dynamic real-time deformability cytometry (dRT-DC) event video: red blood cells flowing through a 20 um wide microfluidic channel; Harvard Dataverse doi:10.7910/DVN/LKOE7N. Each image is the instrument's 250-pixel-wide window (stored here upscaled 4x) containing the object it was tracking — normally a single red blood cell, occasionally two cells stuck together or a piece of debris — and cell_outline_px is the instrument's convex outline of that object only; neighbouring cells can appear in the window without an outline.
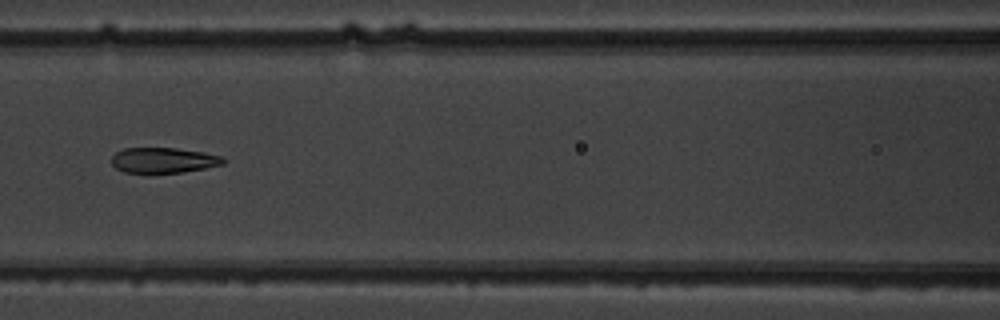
{"species": "common noctule bat (a hibernating species)", "species_latin": "Nyctalus noctula", "temperature_condition": "warm", "stored_images_in_passage": 8, "camera_frame_rate_fps": 3000, "um_per_image_px": 0.085, "animal": {"sex": "male", "body_mass_g": 19.5, "forearm_length_mm": 54.6}, "frame": {"image": 1, "passage_image": 7, "time_ms": 7.667, "image_size_px": [1000, 320], "cell_outline_px": [[224, 164], [204, 168], [180, 172], [148, 176], [124, 172], [116, 168], [112, 164], [112, 156], [116, 152], [124, 148], [176, 148], [204, 152], [220, 156], [224, 160]], "centroid_in_image_um": [13.82, 13.66], "position_along_channel_um": 152.8, "area_um2": 17.05}}
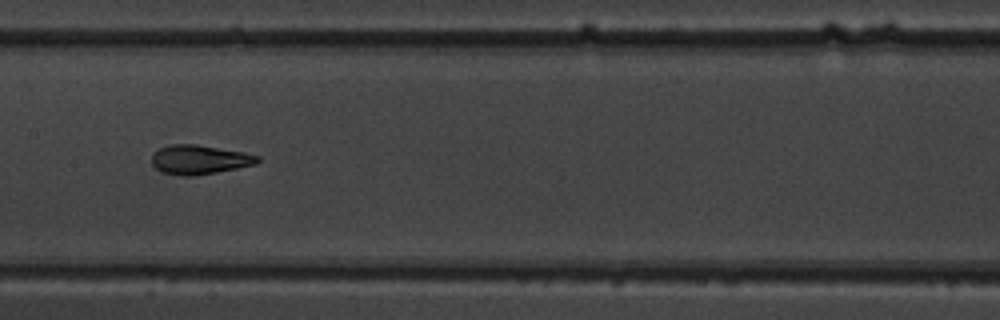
{"frame": {"image": 2, "passage_image": 8, "time_ms": 8.667, "image_size_px": [1000, 320], "cell_outline_px": [[260, 160], [256, 164], [216, 172], [192, 176], [180, 176], [160, 172], [152, 164], [152, 152], [160, 148], [172, 144], [196, 144], [244, 152], [260, 156]], "centroid_in_image_um": [16.93, 13.57], "position_along_channel_um": 190.5, "area_um2": 18.09}}